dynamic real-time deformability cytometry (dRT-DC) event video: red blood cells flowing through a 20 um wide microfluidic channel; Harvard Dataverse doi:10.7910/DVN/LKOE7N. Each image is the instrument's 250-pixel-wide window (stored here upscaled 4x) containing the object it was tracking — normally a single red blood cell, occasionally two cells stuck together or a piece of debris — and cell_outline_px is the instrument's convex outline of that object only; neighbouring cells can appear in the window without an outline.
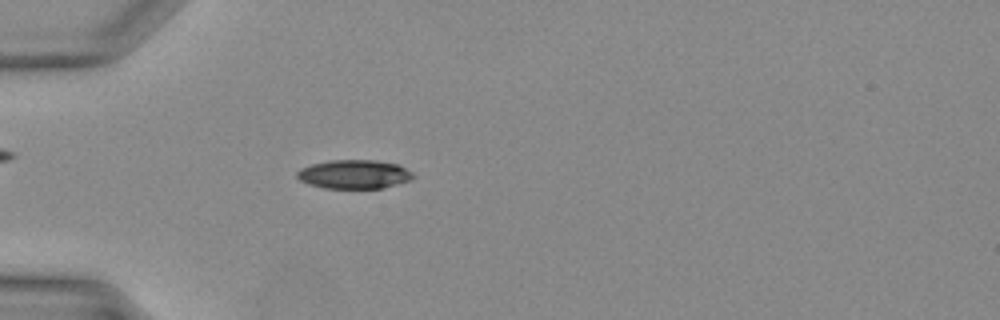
{"species": "Egyptian fruit bat (a non-hibernating species)", "species_latin": "Rousettus aegyptiacus", "temperature_condition": "warm", "stored_images_in_passage": 34, "camera_frame_rate_fps": 3000, "um_per_image_px": 0.085, "animal": {"sex": "female"}, "frame": {"image": 1, "passage_image": 7, "time_ms": 2.0, "image_size_px": [1000, 320], "cell_outline_px": [[416, 176], [408, 180], [384, 188], [324, 188], [308, 184], [300, 180], [296, 176], [296, 172], [300, 168], [312, 164], [332, 160], [376, 160], [396, 164], [412, 172]], "centroid_in_image_um": [30.07, 14.81], "position_along_channel_um": 54.9, "area_um2": 19.42}}
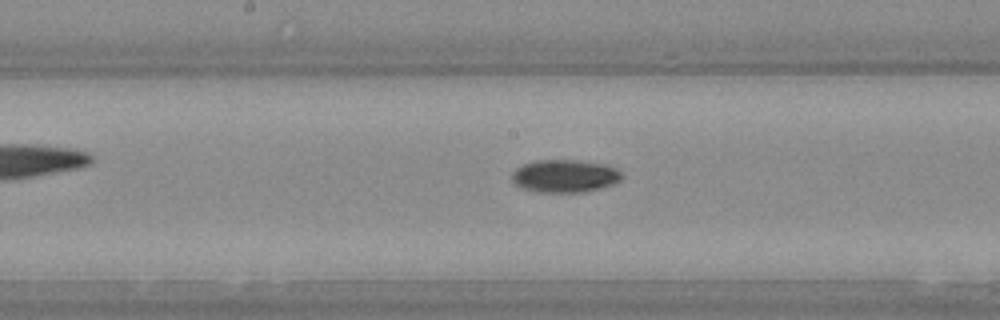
{"frame": {"image": 2, "passage_image": 16, "time_ms": 5.0, "image_size_px": [1000, 320], "cell_outline_px": [[624, 176], [620, 180], [612, 184], [600, 188], [584, 192], [536, 192], [520, 188], [512, 180], [512, 172], [516, 168], [524, 164], [536, 160], [572, 160], [604, 164], [616, 168]], "centroid_in_image_um": [47.99, 14.97], "position_along_channel_um": 200.2, "area_um2": 20.98}}
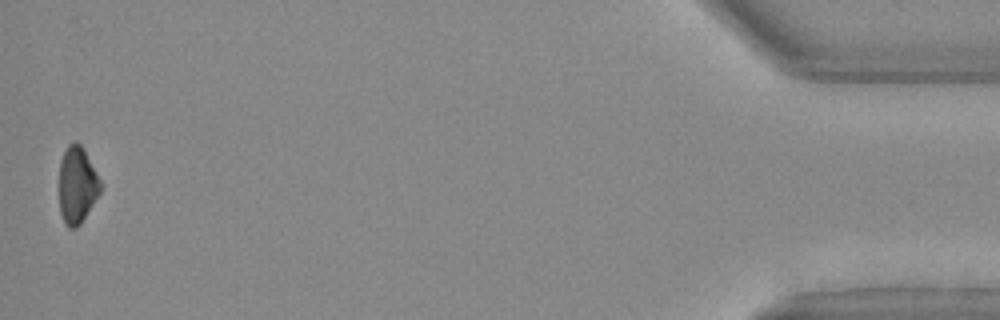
{"frame": {"image": 3, "passage_image": 34, "time_ms": 11.0, "image_size_px": [1000, 320], "cell_outline_px": [[100, 192], [80, 224], [76, 228], [68, 228], [64, 224], [60, 212], [60, 160], [68, 144], [80, 144], [96, 172], [100, 180]], "centroid_in_image_um": [6.53, 15.77], "position_along_channel_um": 428.7, "area_um2": 17.98}}